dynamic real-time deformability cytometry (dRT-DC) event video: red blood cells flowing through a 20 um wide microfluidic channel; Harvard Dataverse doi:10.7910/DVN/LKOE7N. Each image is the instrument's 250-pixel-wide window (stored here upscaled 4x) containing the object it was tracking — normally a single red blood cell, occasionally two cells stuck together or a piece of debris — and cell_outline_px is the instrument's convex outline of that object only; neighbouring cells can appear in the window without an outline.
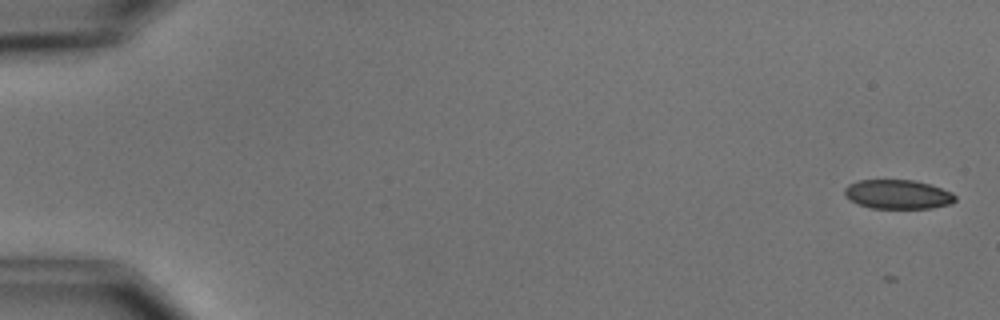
{"species": "common noctule bat (a hibernating species)", "species_latin": "Nyctalus noctula", "temperature_condition": "cold", "stored_images_in_passage": 6, "camera_frame_rate_fps": 3000, "um_per_image_px": 0.085, "animal": {"sex": "male", "body_mass_g": 15.6}, "frame": {"image": 1, "passage_image": 2, "time_ms": 1.0, "image_size_px": [1000, 320], "cell_outline_px": [[956, 200], [952, 204], [932, 208], [872, 208], [860, 204], [844, 196], [844, 188], [848, 184], [860, 180], [912, 180], [928, 184], [952, 192], [956, 196]], "centroid_in_image_um": [76.33, 16.52], "position_along_channel_um": 8.7, "area_um2": 18.73}}
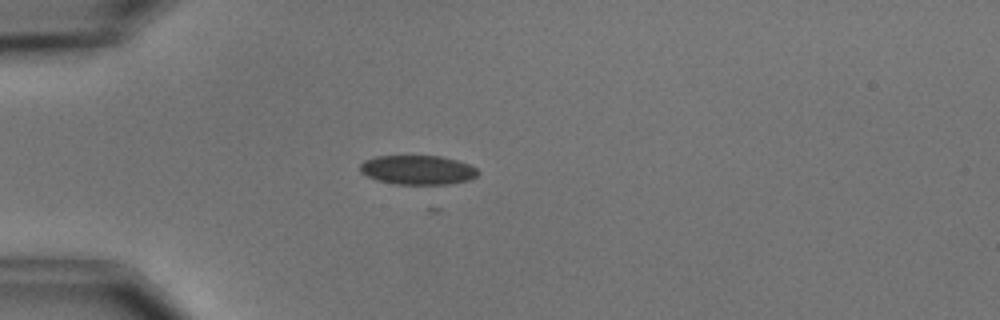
{"frame": {"image": 2, "passage_image": 5, "time_ms": 5.667, "image_size_px": [1000, 320], "cell_outline_px": [[480, 172], [476, 176], [468, 180], [452, 184], [396, 184], [376, 180], [360, 172], [360, 164], [364, 160], [376, 156], [440, 156], [456, 160], [468, 164], [476, 168]], "centroid_in_image_um": [35.49, 14.44], "position_along_channel_um": 49.5, "area_um2": 20.11}}